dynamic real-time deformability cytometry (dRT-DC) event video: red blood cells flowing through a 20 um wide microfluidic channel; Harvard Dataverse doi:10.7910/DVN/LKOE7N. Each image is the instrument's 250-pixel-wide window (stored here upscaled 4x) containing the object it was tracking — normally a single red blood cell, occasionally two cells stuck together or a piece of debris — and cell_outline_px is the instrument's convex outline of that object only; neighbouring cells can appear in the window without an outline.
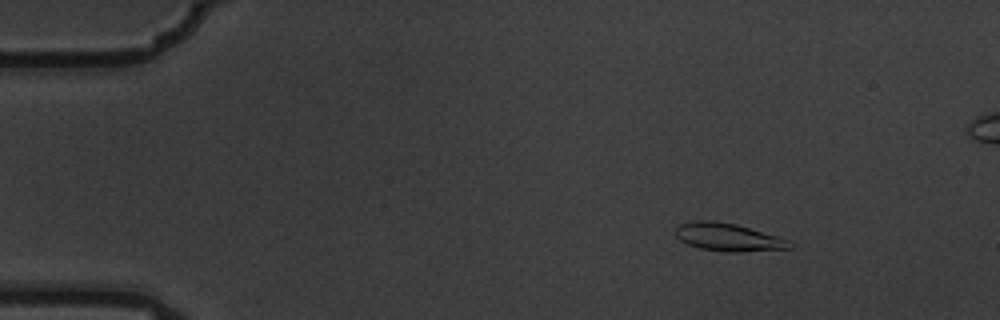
{"species": "common noctule bat (a hibernating species)", "species_latin": "Nyctalus noctula", "temperature_condition": "warm", "stored_images_in_passage": 10, "camera_frame_rate_fps": 3000, "um_per_image_px": 0.085, "animal": {"sex": "male", "body_mass_g": 19.5, "forearm_length_mm": 54.6}, "frame": {"image": 1, "passage_image": 2, "time_ms": 0.333, "image_size_px": [1000, 320], "cell_outline_px": [[796, 244], [792, 248], [736, 252], [728, 252], [700, 248], [688, 244], [680, 240], [672, 232], [680, 224], [696, 220], [712, 220], [736, 224], [776, 236], [788, 240]], "centroid_in_image_um": [61.88, 20.16], "position_along_channel_um": 23.1, "area_um2": 18.5}}
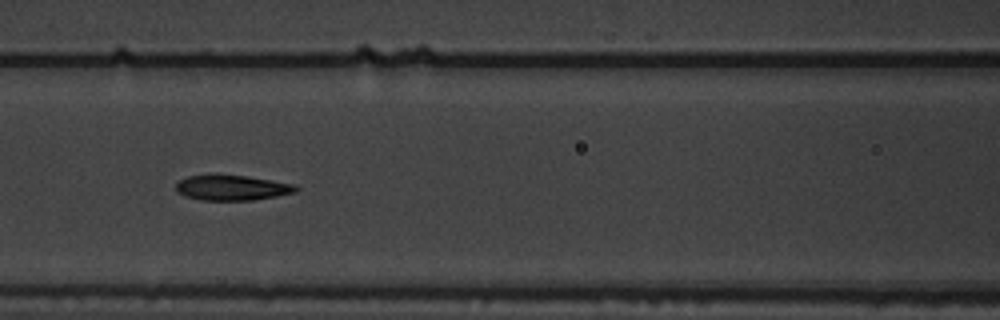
{"frame": {"image": 2, "passage_image": 7, "time_ms": 2.0, "image_size_px": [1000, 320], "cell_outline_px": [[300, 188], [296, 192], [276, 196], [252, 200], [200, 200], [184, 196], [176, 192], [176, 184], [180, 180], [188, 176], [212, 172], [216, 172], [248, 176], [296, 184]], "centroid_in_image_um": [19.69, 15.92], "position_along_channel_um": 146.9, "area_um2": 18.38}}
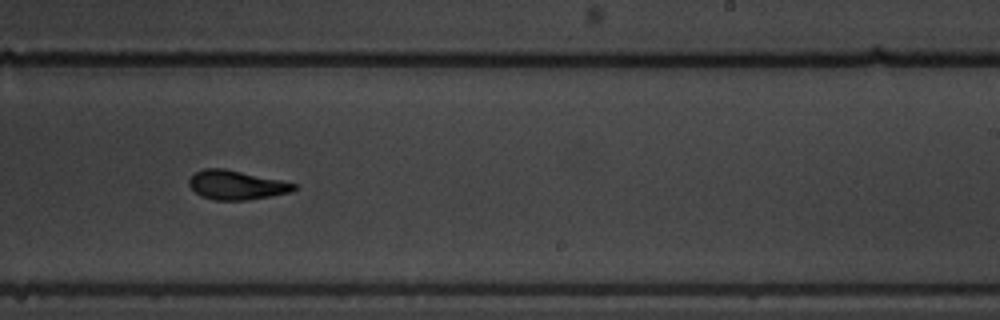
{"frame": {"image": 3, "passage_image": 10, "time_ms": 3.0, "image_size_px": [1000, 320], "cell_outline_px": [[296, 188], [292, 192], [248, 200], [216, 200], [200, 196], [188, 184], [188, 180], [196, 172], [204, 168], [224, 168], [280, 180], [296, 184]], "centroid_in_image_um": [20.08, 15.73], "position_along_channel_um": 268.9, "area_um2": 17.69}}